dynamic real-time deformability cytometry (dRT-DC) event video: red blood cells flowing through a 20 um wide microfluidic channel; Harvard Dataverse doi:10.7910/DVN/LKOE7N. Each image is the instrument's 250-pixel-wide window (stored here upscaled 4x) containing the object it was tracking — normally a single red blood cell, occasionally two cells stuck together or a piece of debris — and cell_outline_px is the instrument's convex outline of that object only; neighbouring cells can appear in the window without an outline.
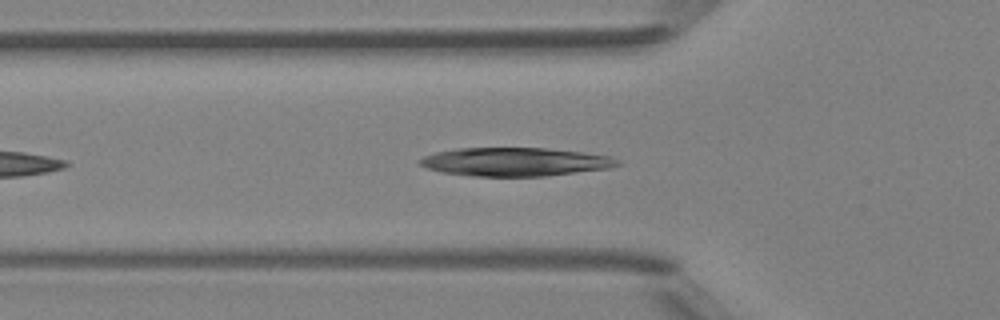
{"species": "Egyptian fruit bat (a non-hibernating species)", "species_latin": "Rousettus aegyptiacus", "temperature_condition": "room temperature", "stored_images_in_passage": 37, "camera_frame_rate_fps": 3000, "um_per_image_px": 0.085, "animal": {"sex": "female"}, "frame": {"image": 1, "passage_image": 7, "time_ms": 2.0, "image_size_px": [1000, 320], "cell_outline_px": [[620, 164], [612, 168], [544, 176], [476, 176], [444, 172], [428, 168], [420, 164], [420, 160], [424, 156], [436, 152], [456, 148], [548, 148], [580, 152], [608, 156], [620, 160]], "centroid_in_image_um": [43.82, 13.75], "position_along_channel_um": 82.0, "area_um2": 32.54}}
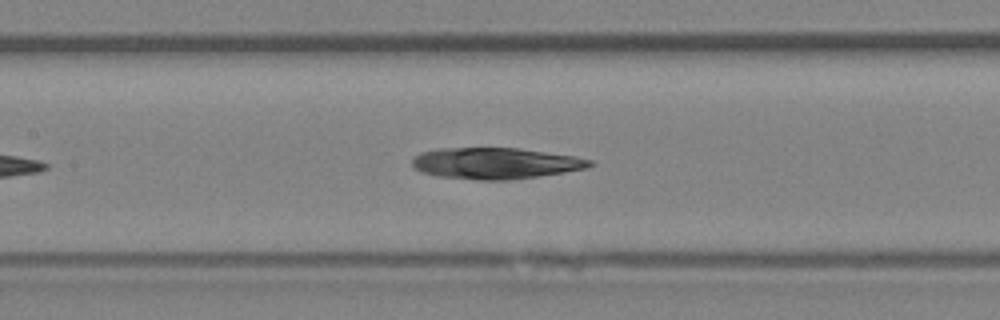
{"frame": {"image": 2, "passage_image": 13, "time_ms": 4.0, "image_size_px": [1000, 320], "cell_outline_px": [[596, 164], [588, 168], [564, 172], [508, 180], [480, 180], [440, 176], [420, 172], [412, 164], [412, 160], [420, 152], [436, 148], [520, 148], [576, 156], [592, 160]], "centroid_in_image_um": [42.14, 13.87], "position_along_channel_um": 165.3, "area_um2": 32.37}}
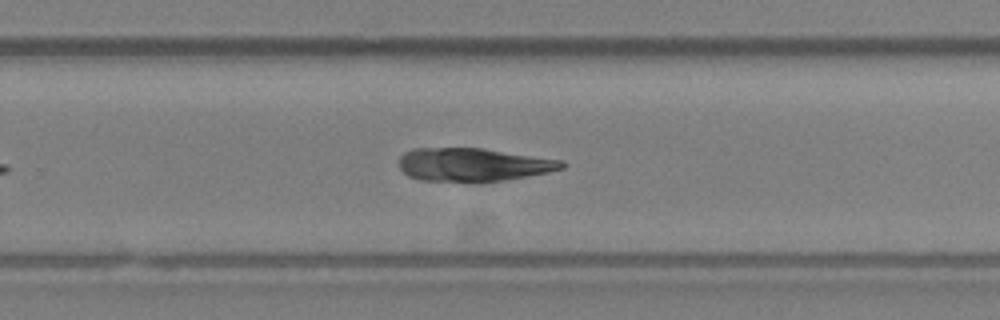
{"frame": {"image": 3, "passage_image": 22, "time_ms": 7.0, "image_size_px": [1000, 320], "cell_outline_px": [[568, 164], [564, 168], [548, 172], [528, 176], [504, 180], [476, 184], [420, 180], [408, 176], [400, 168], [400, 156], [404, 152], [412, 148], [484, 148], [564, 160]], "centroid_in_image_um": [40.24, 14.02], "position_along_channel_um": 289.6, "area_um2": 32.48}}